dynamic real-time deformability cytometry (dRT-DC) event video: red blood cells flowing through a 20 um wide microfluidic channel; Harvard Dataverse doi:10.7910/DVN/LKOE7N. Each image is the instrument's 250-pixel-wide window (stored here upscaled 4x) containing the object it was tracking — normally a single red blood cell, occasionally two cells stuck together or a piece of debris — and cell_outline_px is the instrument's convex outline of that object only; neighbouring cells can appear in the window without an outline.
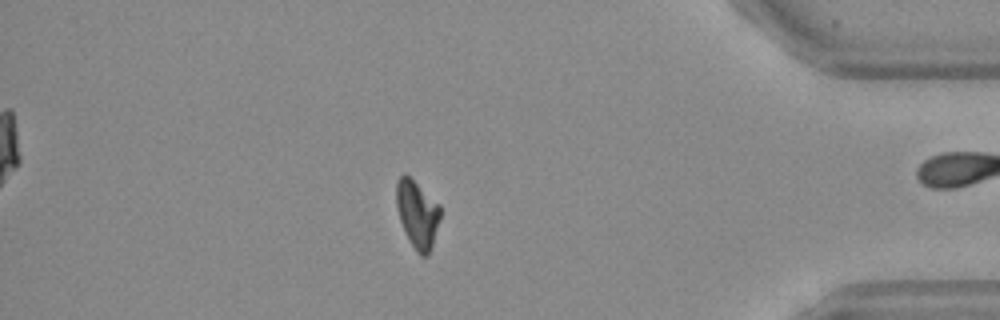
{"species": "Egyptian fruit bat (a non-hibernating species)", "species_latin": "Rousettus aegyptiacus", "temperature_condition": "warm", "stored_images_in_passage": 49, "camera_frame_rate_fps": 3000, "um_per_image_px": 0.085, "frame": {"image": 1, "passage_image": 42, "time_ms": 13.667, "image_size_px": [1000, 320], "cell_outline_px": [[440, 216], [432, 244], [428, 256], [420, 256], [416, 252], [400, 220], [396, 204], [396, 184], [400, 176], [404, 172], [440, 204]], "centroid_in_image_um": [35.47, 18.17], "position_along_channel_um": 399.7, "area_um2": 16.94}, "authors_computed_cell_mechanics": {"area_um2": 17.6868, "velocity_mm_per_s": 4.1767, "shape_relaxation_time_tau1_ms": 6.1581, "shape_relaxation_time_tau2_ms": 8.0983, "deformation_change_tau1": 0.1972, "deformation_change_tau2": 0.1185}}